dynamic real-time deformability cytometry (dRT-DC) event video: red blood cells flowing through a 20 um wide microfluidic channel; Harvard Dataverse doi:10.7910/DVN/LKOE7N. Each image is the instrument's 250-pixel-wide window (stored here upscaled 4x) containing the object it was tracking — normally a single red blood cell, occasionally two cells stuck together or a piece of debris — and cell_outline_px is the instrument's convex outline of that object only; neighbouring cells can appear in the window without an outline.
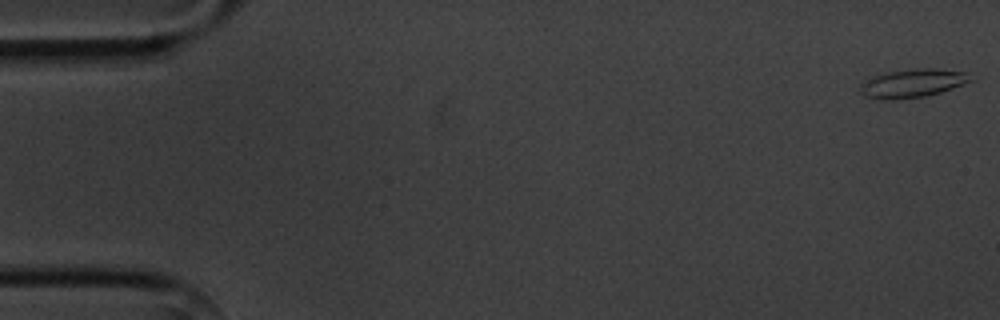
{"species": "common noctule bat (a hibernating species)", "species_latin": "Nyctalus noctula", "temperature_condition": "cold", "stored_images_in_passage": 6, "camera_frame_rate_fps": 3000, "um_per_image_px": 0.085, "animal": {"sex": "male", "body_mass_g": 20.1, "forearm_length_mm": 53.5}, "frame": {"image": 1, "passage_image": 1, "time_ms": 0.0, "image_size_px": [1000, 320], "cell_outline_px": [[972, 80], [964, 84], [940, 92], [924, 96], [896, 100], [880, 100], [864, 96], [860, 92], [860, 84], [876, 76], [888, 72], [916, 68], [932, 68], [968, 72]], "centroid_in_image_um": [77.57, 7.09], "position_along_channel_um": 7.4, "area_um2": 18.21}}
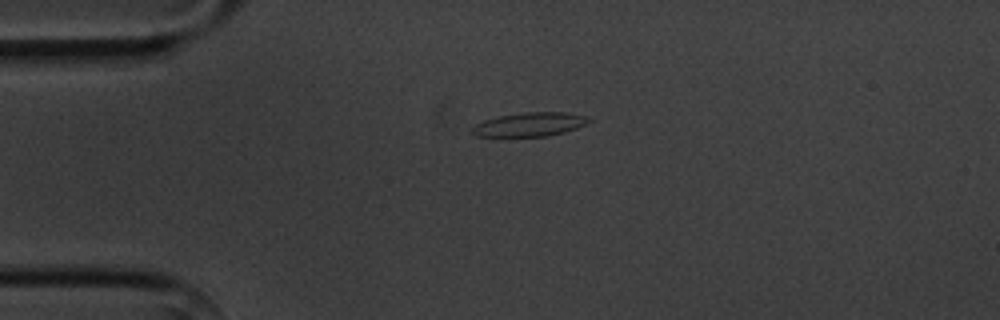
{"frame": {"image": 2, "passage_image": 4, "time_ms": 4.0, "image_size_px": [1000, 320], "cell_outline_px": [[592, 120], [576, 128], [564, 132], [548, 136], [476, 136], [472, 132], [472, 128], [476, 124], [484, 120], [500, 116], [528, 112], [564, 112], [584, 116]], "centroid_in_image_um": [45.02, 10.58], "position_along_channel_um": 40.0, "area_um2": 15.9}}
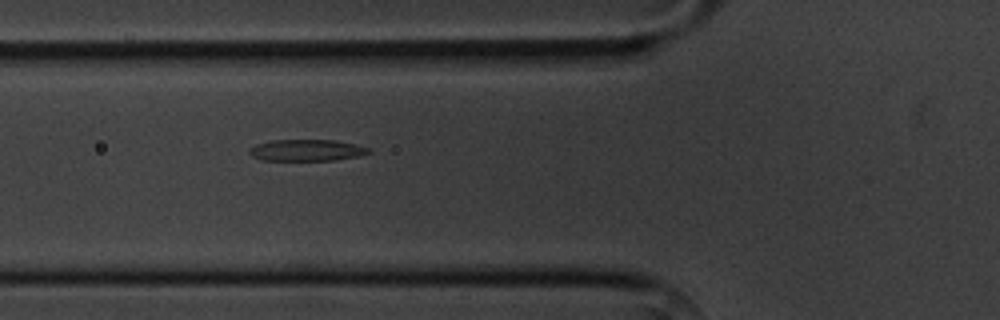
{"frame": {"image": 3, "passage_image": 6, "time_ms": 6.333, "image_size_px": [1000, 320], "cell_outline_px": [[372, 152], [360, 156], [336, 160], [264, 160], [252, 156], [248, 152], [248, 148], [256, 144], [272, 140], [336, 140], [356, 144], [368, 148]], "centroid_in_image_um": [26.07, 12.76], "position_along_channel_um": 99.7, "area_um2": 15.03}}